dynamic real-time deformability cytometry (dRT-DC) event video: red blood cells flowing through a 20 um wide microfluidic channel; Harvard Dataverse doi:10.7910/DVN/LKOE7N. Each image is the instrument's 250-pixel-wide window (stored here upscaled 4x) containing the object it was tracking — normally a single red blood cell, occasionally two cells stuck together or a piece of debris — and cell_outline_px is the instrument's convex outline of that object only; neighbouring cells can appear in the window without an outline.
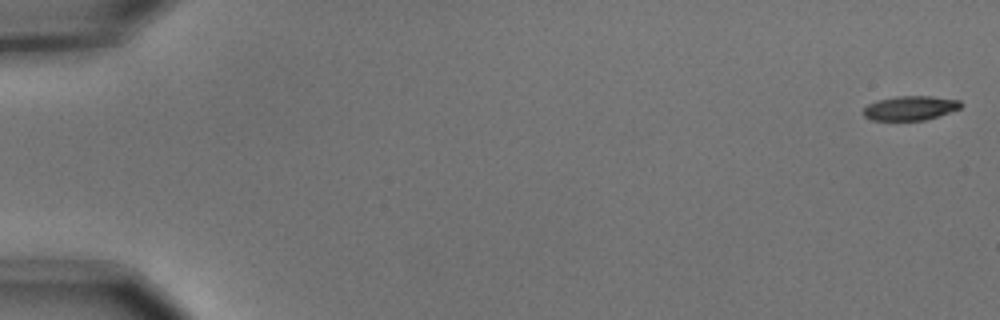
{"species": "common noctule bat (a hibernating species)", "species_latin": "Nyctalus noctula", "temperature_condition": "cold", "stored_images_in_passage": 7, "camera_frame_rate_fps": 3000, "um_per_image_px": 0.085, "animal": {"sex": "male", "body_mass_g": 15.6}, "frame": {"image": 1, "passage_image": 1, "time_ms": 0.0, "image_size_px": [1000, 320], "cell_outline_px": [[964, 104], [960, 108], [924, 120], [872, 120], [864, 116], [860, 112], [868, 104], [876, 100], [896, 96], [932, 96], [960, 100]], "centroid_in_image_um": [77.33, 9.17], "position_along_channel_um": 7.7, "area_um2": 13.87}}
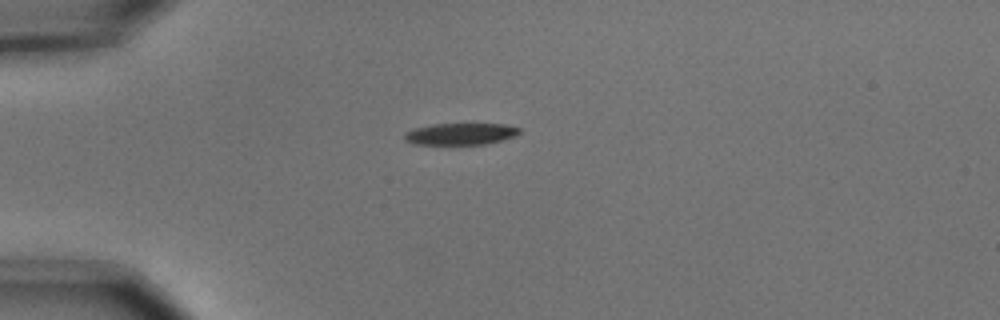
{"frame": {"image": 2, "passage_image": 5, "time_ms": 1.333, "image_size_px": [1000, 320], "cell_outline_px": [[520, 132], [504, 140], [484, 144], [412, 144], [404, 140], [404, 132], [416, 128], [432, 124], [508, 124], [520, 128]], "centroid_in_image_um": [39.13, 11.38], "position_along_channel_um": 45.9, "area_um2": 14.51}}
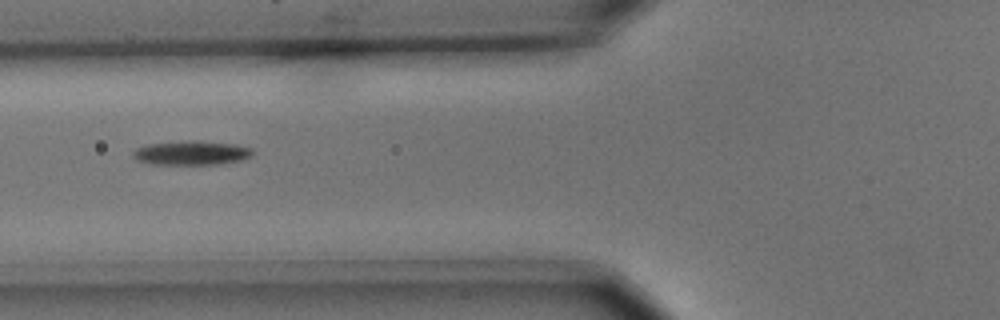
{"frame": {"image": 3, "passage_image": 7, "time_ms": 2.0, "image_size_px": [1000, 320], "cell_outline_px": [[252, 156], [240, 160], [220, 164], [148, 164], [136, 160], [132, 156], [132, 152], [136, 148], [152, 144], [196, 140], [236, 144], [252, 148]], "centroid_in_image_um": [16.28, 13.0], "position_along_channel_um": 109.5, "area_um2": 16.76}}